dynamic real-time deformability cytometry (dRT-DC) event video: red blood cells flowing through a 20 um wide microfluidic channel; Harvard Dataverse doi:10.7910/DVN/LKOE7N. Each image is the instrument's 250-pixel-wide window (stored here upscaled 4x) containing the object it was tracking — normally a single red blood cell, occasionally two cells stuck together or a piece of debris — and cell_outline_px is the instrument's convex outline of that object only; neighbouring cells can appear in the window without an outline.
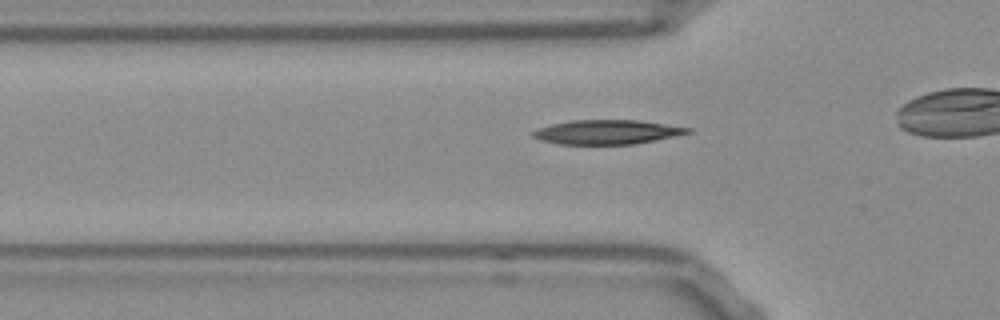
{"species": "Egyptian fruit bat (a non-hibernating species)", "species_latin": "Rousettus aegyptiacus", "temperature_condition": "room temperature", "stored_images_in_passage": 29, "camera_frame_rate_fps": 3000, "um_per_image_px": 0.085, "frame": {"image": 1, "passage_image": 5, "time_ms": 1.333, "image_size_px": [1000, 320], "cell_outline_px": [[692, 132], [632, 144], [560, 144], [540, 140], [532, 136], [532, 132], [540, 128], [552, 124], [572, 120], [640, 120], [692, 128]], "centroid_in_image_um": [51.58, 11.22], "position_along_channel_um": 74.2, "area_um2": 21.62}}
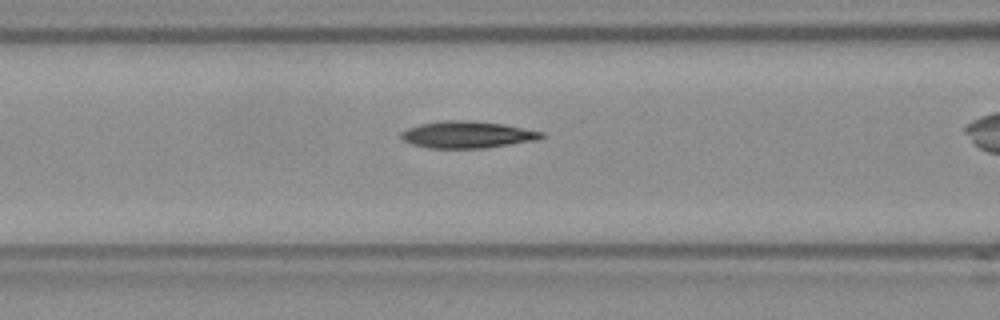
{"frame": {"image": 2, "passage_image": 9, "time_ms": 2.667, "image_size_px": [1000, 320], "cell_outline_px": [[544, 136], [536, 140], [484, 148], [428, 148], [412, 144], [404, 140], [400, 136], [400, 132], [408, 128], [420, 124], [444, 120], [472, 120], [504, 124], [544, 132]], "centroid_in_image_um": [39.71, 11.44], "position_along_channel_um": 126.9, "area_um2": 21.96}}